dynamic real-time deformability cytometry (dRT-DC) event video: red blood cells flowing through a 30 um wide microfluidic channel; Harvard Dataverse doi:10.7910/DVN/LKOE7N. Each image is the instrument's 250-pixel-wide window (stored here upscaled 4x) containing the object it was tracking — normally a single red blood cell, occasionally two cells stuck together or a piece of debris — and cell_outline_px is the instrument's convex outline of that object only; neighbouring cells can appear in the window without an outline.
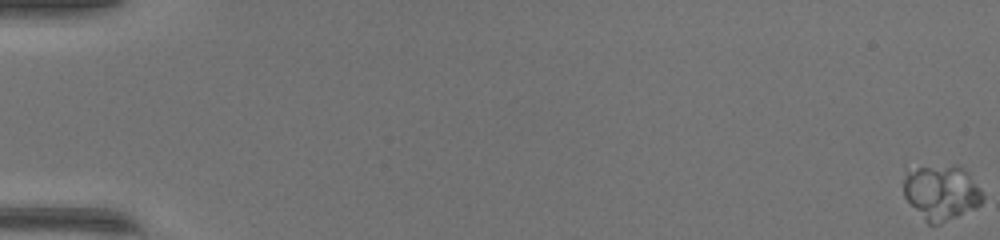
{"species": "common noctule bat (a hibernating species)", "species_latin": "Nyctalus noctula", "temperature_condition": "warm", "stored_images_in_passage": 53, "camera_frame_rate_fps": 3000, "um_per_image_px": 0.085, "animal": {"sex": "female", "body_mass_g": 17.0, "forearm_length_mm": 48.0}, "frame": {"image": 1, "passage_image": 1, "time_ms": 0.0, "image_size_px": [1000, 240], "cell_outline_px": [[984, 196], [980, 204], [976, 208], [940, 224], [928, 224], [924, 220], [904, 196], [904, 180], [908, 172], [920, 168], [956, 164], [980, 188]], "centroid_in_image_um": [80.02, 16.39], "position_along_channel_um": 5.0, "area_um2": 24.74}}
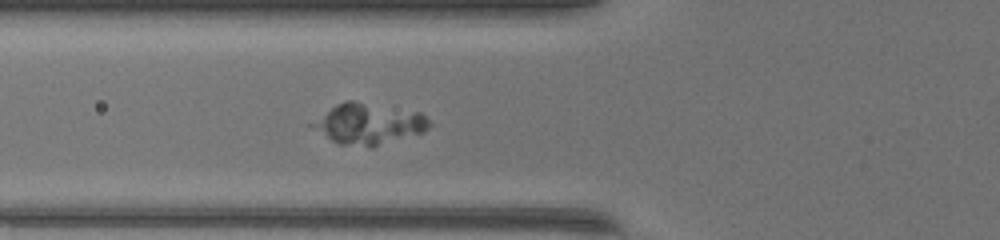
{"frame": {"image": 2, "passage_image": 22, "time_ms": 7.0, "image_size_px": [1000, 240], "cell_outline_px": [[432, 124], [424, 132], [372, 148], [340, 144], [332, 140], [308, 124], [336, 104], [344, 100], [352, 100], [420, 112]], "centroid_in_image_um": [31.35, 10.53], "position_along_channel_um": 94.4, "area_um2": 27.8}}
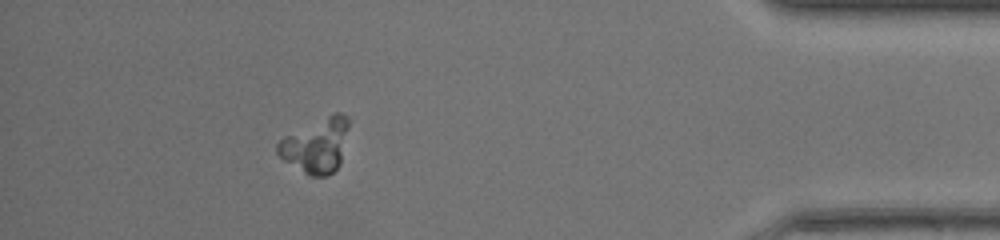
{"frame": {"image": 3, "passage_image": 48, "time_ms": 15.667, "image_size_px": [1000, 240], "cell_outline_px": [[348, 124], [340, 164], [332, 172], [324, 176], [312, 176], [304, 172], [284, 160], [276, 152], [276, 144], [284, 136], [332, 112], [340, 112], [348, 116]], "centroid_in_image_um": [26.87, 12.33], "position_along_channel_um": 408.3, "area_um2": 22.25}}